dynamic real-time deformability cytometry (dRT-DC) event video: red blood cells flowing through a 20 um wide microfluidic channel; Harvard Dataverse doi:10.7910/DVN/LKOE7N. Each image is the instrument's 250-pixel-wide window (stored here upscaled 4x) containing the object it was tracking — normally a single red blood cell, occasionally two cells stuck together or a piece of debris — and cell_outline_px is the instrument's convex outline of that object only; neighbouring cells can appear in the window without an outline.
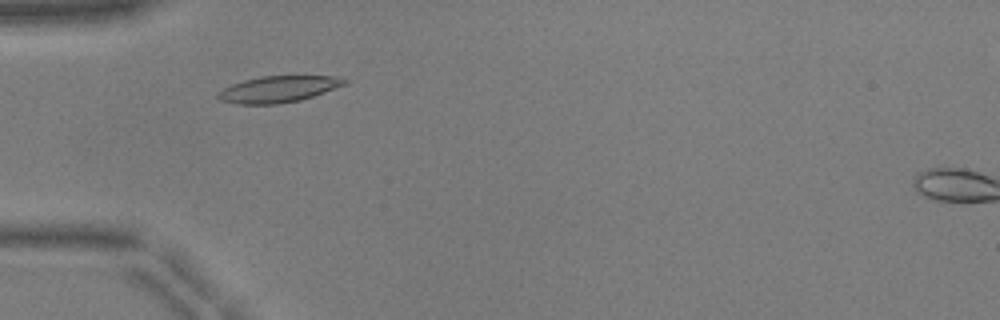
{"species": "common noctule bat (a hibernating species)", "species_latin": "Nyctalus noctula", "temperature_condition": "warm", "stored_images_in_passage": 43, "camera_frame_rate_fps": 3000, "um_per_image_px": 0.085, "animal": {"sex": "male", "body_mass_g": 17.9, "forearm_length_mm": 54.2}, "frame": {"image": 1, "passage_image": 8, "time_ms": 2.333, "image_size_px": [1000, 320], "cell_outline_px": [[348, 84], [300, 100], [276, 104], [236, 104], [220, 100], [216, 96], [216, 92], [232, 84], [244, 80], [260, 76], [340, 76], [348, 80]], "centroid_in_image_um": [23.66, 7.57], "position_along_channel_um": 61.3, "area_um2": 19.54}}
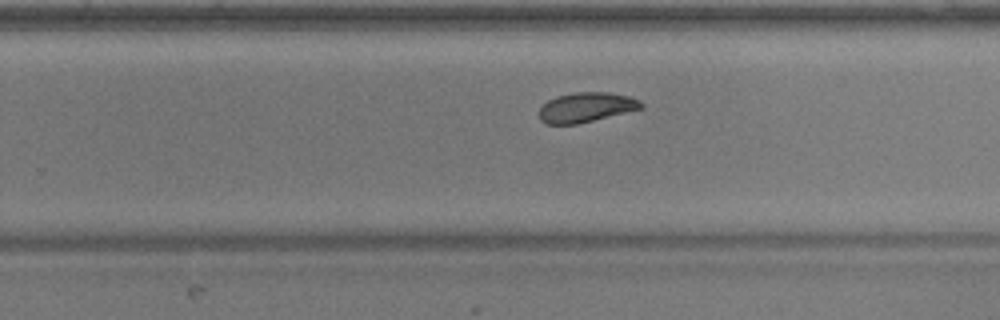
{"frame": {"image": 2, "passage_image": 25, "time_ms": 8.0, "image_size_px": [1000, 320], "cell_outline_px": [[644, 108], [576, 124], [544, 124], [540, 120], [540, 108], [548, 100], [556, 96], [576, 92], [608, 92], [628, 96], [644, 104]], "centroid_in_image_um": [49.8, 9.12], "position_along_channel_um": 280.0, "area_um2": 17.51}}
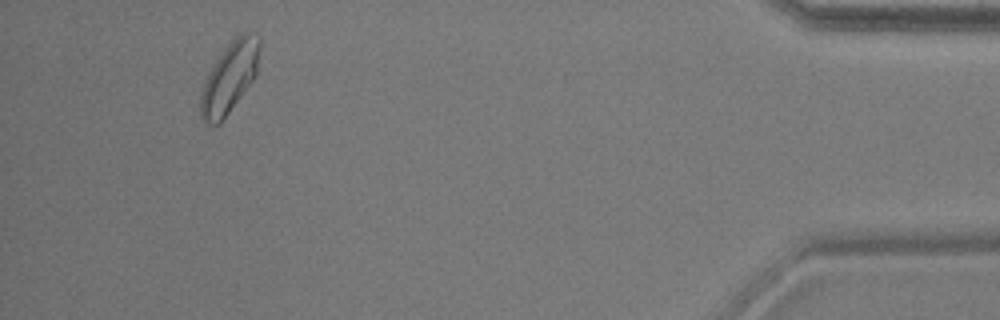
{"frame": {"image": 3, "passage_image": 40, "time_ms": 13.0, "image_size_px": [1000, 320], "cell_outline_px": [[260, 48], [256, 76], [220, 124], [208, 124], [200, 116], [200, 96], [208, 72], [224, 48], [240, 32], [248, 28], [260, 36]], "centroid_in_image_um": [19.54, 6.52], "position_along_channel_um": 415.7, "area_um2": 24.57}, "authors_computed_cell_mechanics": {"area_um2": 18.496, "velocity_mm_per_s": 3.9255, "shape_relaxation_time_tau1_ms": 2.6784, "shape_relaxation_time_tau2_ms": 2.7217, "deformation_change_tau1": 0.1173, "deformation_change_tau2": 0.0804}}